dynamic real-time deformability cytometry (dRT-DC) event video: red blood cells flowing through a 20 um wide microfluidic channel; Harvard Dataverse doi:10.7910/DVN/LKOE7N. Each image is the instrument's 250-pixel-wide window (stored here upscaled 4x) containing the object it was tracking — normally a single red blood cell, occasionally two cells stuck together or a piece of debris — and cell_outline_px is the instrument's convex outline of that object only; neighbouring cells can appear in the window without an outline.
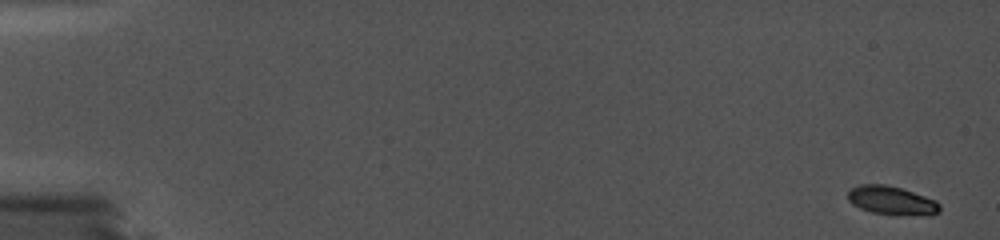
{"species": "common noctule bat (a hibernating species)", "species_latin": "Nyctalus noctula", "temperature_condition": "cold", "stored_images_in_passage": 85, "camera_frame_rate_fps": 5000, "um_per_image_px": 0.085, "animal": {"sex": "female", "body_mass_g": 19.0, "forearm_length_mm": 56.7}, "frame": {"image": 1, "passage_image": 1, "time_ms": 0.0, "image_size_px": [1000, 240], "cell_outline_px": [[940, 208], [936, 212], [872, 212], [856, 204], [848, 196], [848, 192], [852, 188], [864, 184], [884, 184], [900, 188], [912, 192], [932, 200]], "centroid_in_image_um": [75.67, 16.95], "position_along_channel_um": 9.3, "area_um2": 13.41}}
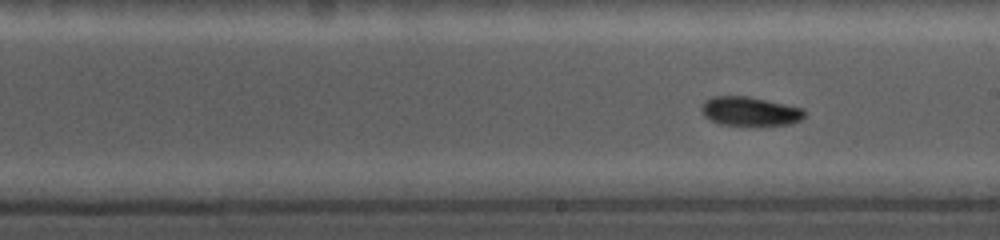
{"frame": {"image": 2, "passage_image": 53, "time_ms": 10.4, "image_size_px": [1000, 240], "cell_outline_px": [[804, 116], [800, 120], [792, 124], [720, 124], [704, 116], [700, 112], [700, 108], [704, 100], [712, 96], [748, 96], [804, 108]], "centroid_in_image_um": [63.7, 9.43], "position_along_channel_um": 225.3, "area_um2": 17.22}}
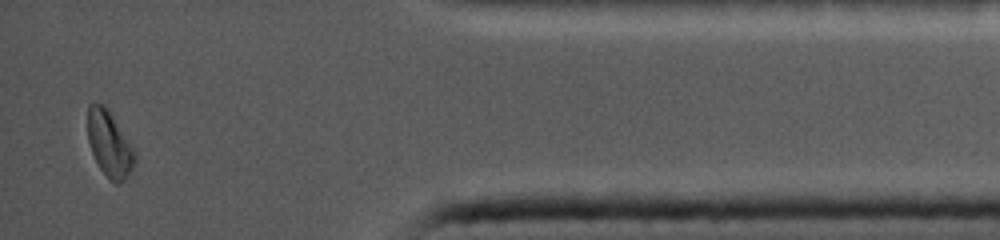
{"frame": {"image": 3, "passage_image": 83, "time_ms": 16.4, "image_size_px": [1000, 240], "cell_outline_px": [[136, 160], [128, 176], [120, 184], [116, 184], [100, 168], [92, 152], [88, 140], [88, 104], [104, 104], [108, 108], [136, 152]], "centroid_in_image_um": [9.32, 12.23], "position_along_channel_um": 425.9, "area_um2": 17.86}}